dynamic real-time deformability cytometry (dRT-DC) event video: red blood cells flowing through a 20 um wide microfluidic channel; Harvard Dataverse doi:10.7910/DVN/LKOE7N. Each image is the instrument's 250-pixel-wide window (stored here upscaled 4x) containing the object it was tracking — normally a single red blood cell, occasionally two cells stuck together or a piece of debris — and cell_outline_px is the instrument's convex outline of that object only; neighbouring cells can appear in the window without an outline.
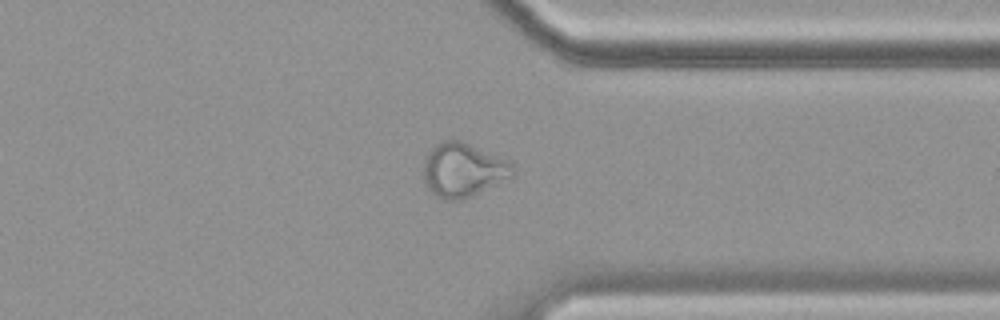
{"species": "common noctule bat (a hibernating species)", "species_latin": "Nyctalus noctula", "temperature_condition": "cold", "stored_images_in_passage": 40, "camera_frame_rate_fps": 3000, "um_per_image_px": 0.085, "animal": {"sex": "female", "body_mass_g": 19.9}, "frame": {"image": 1, "passage_image": 27, "time_ms": 8.667, "image_size_px": [1000, 320], "cell_outline_px": [[512, 176], [472, 196], [460, 200], [444, 200], [436, 196], [424, 184], [424, 160], [428, 152], [436, 144], [444, 140], [460, 140], [508, 160], [512, 164]], "centroid_in_image_um": [39.32, 14.45], "position_along_channel_um": 372.1, "area_um2": 27.8}}
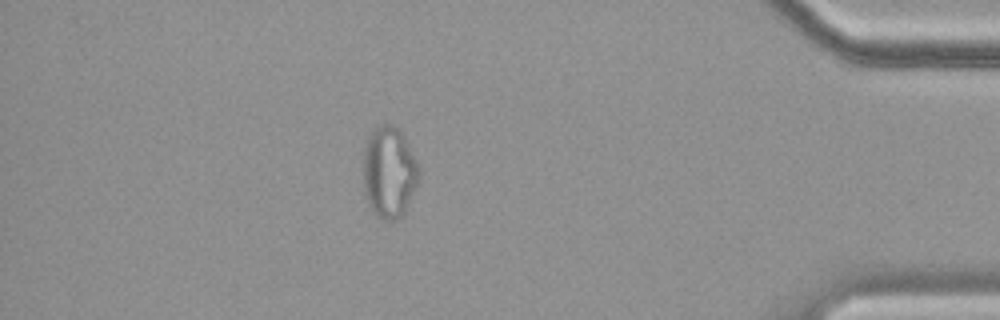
{"frame": {"image": 2, "passage_image": 33, "time_ms": 10.667, "image_size_px": [1000, 320], "cell_outline_px": [[420, 180], [404, 212], [396, 220], [380, 220], [372, 212], [364, 192], [364, 148], [368, 136], [376, 128], [384, 124], [396, 124], [400, 128], [420, 168]], "centroid_in_image_um": [33.09, 14.64], "position_along_channel_um": 402.1, "area_um2": 29.94}, "authors_computed_cell_mechanics": {"area_um2": 23.7558, "velocity_mm_per_s": 3.5125, "shape_relaxation_time_tau1_ms": null, "shape_relaxation_time_tau2_ms": 2.1577, "deformation_change_tau1": null, "deformation_change_tau2": 0.0861}}